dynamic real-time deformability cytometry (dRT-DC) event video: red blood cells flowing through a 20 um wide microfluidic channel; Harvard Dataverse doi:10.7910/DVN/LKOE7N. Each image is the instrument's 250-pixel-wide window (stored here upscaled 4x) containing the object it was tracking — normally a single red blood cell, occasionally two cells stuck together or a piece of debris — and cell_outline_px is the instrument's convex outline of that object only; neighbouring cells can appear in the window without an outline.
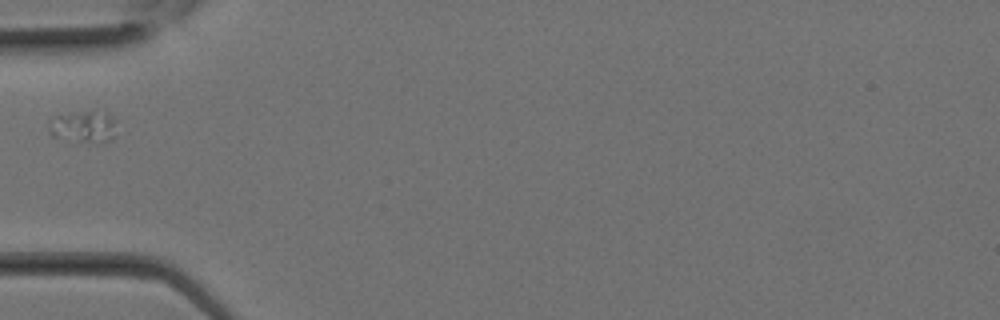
{"species": "Egyptian fruit bat (a non-hibernating species)", "species_latin": "Rousettus aegyptiacus", "temperature_condition": "room temperature", "stored_images_in_passage": 9, "camera_frame_rate_fps": 3000, "um_per_image_px": 0.085, "animal": {"sex": "female"}, "frame": {"image": 1, "passage_image": 1, "time_ms": 0.0, "image_size_px": [1000, 320], "cell_outline_px": [[116, 120], [112, 140], [104, 144], [100, 144], [52, 136], [48, 132], [48, 120], [52, 116], [92, 108]], "centroid_in_image_um": [7.06, 10.74], "position_along_channel_um": 77.9, "area_um2": 13.01}}